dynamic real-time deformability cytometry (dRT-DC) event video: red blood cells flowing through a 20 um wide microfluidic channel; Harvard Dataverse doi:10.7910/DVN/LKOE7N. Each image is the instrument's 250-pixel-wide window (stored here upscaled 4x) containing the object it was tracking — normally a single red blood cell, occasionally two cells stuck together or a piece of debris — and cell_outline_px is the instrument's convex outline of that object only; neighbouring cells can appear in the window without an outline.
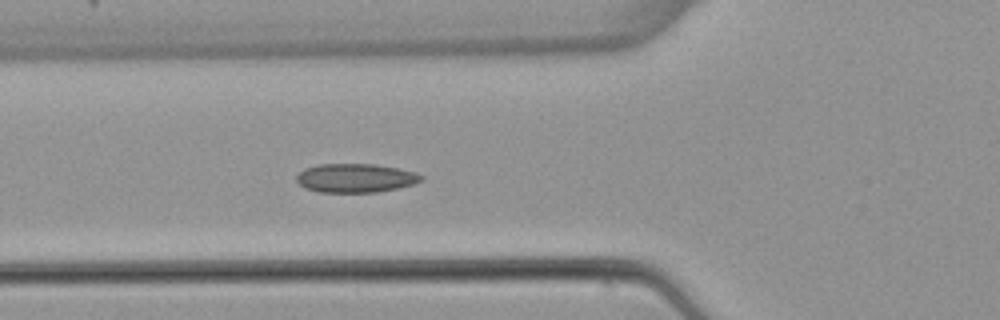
{"species": "common noctule bat (a hibernating species)", "species_latin": "Nyctalus noctula", "temperature_condition": "warm", "stored_images_in_passage": 5, "camera_frame_rate_fps": 3000, "um_per_image_px": 0.085, "animal": {"sex": "female", "body_mass_g": 22.7, "forearm_length_mm": 54.2}, "frame": {"image": 1, "passage_image": 5, "time_ms": 4.667, "image_size_px": [1000, 320], "cell_outline_px": [[424, 180], [400, 188], [376, 192], [320, 192], [304, 188], [296, 180], [296, 176], [304, 168], [316, 164], [376, 164], [416, 172], [424, 176]], "centroid_in_image_um": [30.22, 15.13], "position_along_channel_um": 95.6, "area_um2": 21.1}}